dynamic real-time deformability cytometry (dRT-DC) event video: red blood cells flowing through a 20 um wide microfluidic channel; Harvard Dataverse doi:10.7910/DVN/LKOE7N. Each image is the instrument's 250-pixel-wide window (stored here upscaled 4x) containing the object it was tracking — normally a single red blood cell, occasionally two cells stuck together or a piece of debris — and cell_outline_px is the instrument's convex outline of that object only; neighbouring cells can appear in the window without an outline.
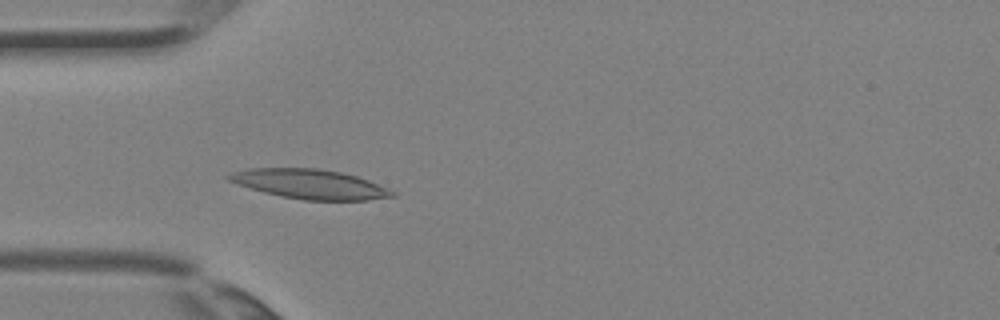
{"species": "Egyptian fruit bat (a non-hibernating species)", "species_latin": "Rousettus aegyptiacus", "temperature_condition": "room temperature", "stored_images_in_passage": 3, "camera_frame_rate_fps": 3000, "um_per_image_px": 0.085, "animal": {"sex": "female"}, "frame": {"image": 1, "passage_image": 3, "time_ms": 0.667, "image_size_px": [1000, 320], "cell_outline_px": [[396, 196], [368, 200], [304, 200], [280, 196], [264, 192], [228, 180], [224, 176], [232, 172], [248, 168], [316, 168], [340, 172], [356, 176], [368, 180], [388, 188], [396, 192]], "centroid_in_image_um": [26.35, 15.64], "position_along_channel_um": 58.6, "area_um2": 27.98}}